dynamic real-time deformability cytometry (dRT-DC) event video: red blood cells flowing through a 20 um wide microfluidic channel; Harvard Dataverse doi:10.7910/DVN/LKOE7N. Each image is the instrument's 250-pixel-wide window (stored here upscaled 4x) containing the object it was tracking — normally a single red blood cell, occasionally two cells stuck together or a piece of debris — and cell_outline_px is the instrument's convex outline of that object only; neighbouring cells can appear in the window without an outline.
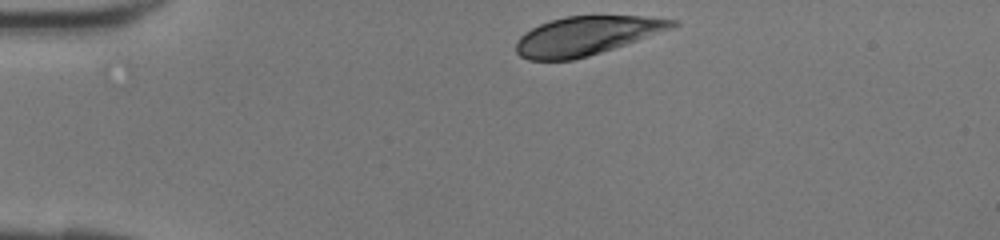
{"species": "human", "species_latin": "Homo sapiens", "temperature_condition": "room temperature", "stored_images_in_passage": 28, "camera_frame_rate_fps": 3000, "um_per_image_px": 0.085, "donor": {"sex": "female"}, "frame": {"image": 1, "passage_image": 1, "time_ms": 0.0, "image_size_px": [1000, 240], "cell_outline_px": [[680, 24], [672, 28], [588, 56], [572, 60], [528, 60], [520, 56], [516, 52], [516, 40], [524, 32], [540, 24], [564, 16], [640, 16], [680, 20]], "centroid_in_image_um": [49.81, 3.03], "position_along_channel_um": 35.2, "area_um2": 34.91}}
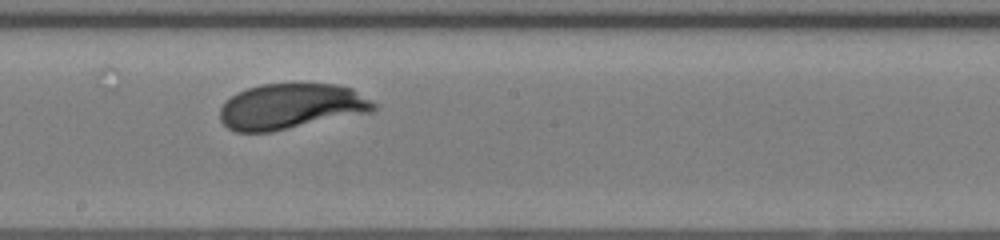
{"frame": {"image": 2, "passage_image": 16, "time_ms": 5.0, "image_size_px": [1000, 240], "cell_outline_px": [[376, 108], [372, 112], [272, 132], [236, 132], [228, 128], [220, 120], [220, 108], [236, 92], [260, 84], [336, 84], [352, 88], [376, 104]], "centroid_in_image_um": [24.74, 9.05], "position_along_channel_um": 223.5, "area_um2": 40.81}}
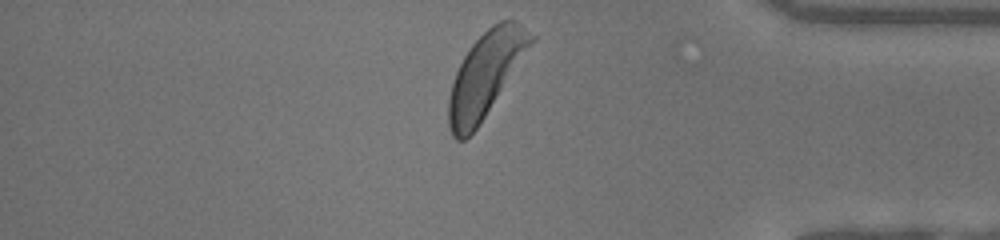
{"frame": {"image": 3, "passage_image": 28, "time_ms": 9.0, "image_size_px": [1000, 240], "cell_outline_px": [[536, 40], [476, 128], [464, 140], [456, 140], [452, 136], [448, 128], [448, 100], [452, 84], [456, 72], [464, 56], [472, 44], [492, 24], [500, 20], [516, 20], [536, 36]], "centroid_in_image_um": [41.28, 6.3], "position_along_channel_um": 393.9, "area_um2": 39.88}}